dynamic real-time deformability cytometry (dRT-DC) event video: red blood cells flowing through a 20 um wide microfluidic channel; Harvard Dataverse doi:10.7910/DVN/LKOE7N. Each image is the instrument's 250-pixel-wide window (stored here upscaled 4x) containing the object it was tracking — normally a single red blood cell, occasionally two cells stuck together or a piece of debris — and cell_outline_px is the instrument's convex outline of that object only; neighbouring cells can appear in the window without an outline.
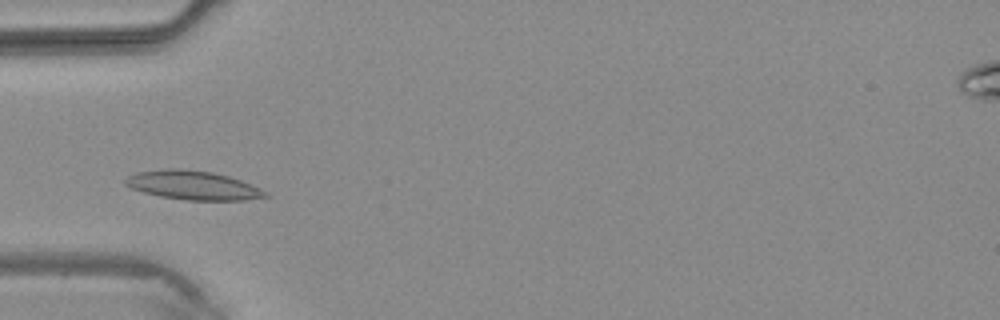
{"species": "common noctule bat (a hibernating species)", "species_latin": "Nyctalus noctula", "temperature_condition": "warm", "stored_images_in_passage": 2, "camera_frame_rate_fps": 3000, "um_per_image_px": 0.085, "animal": {"sex": "male", "body_mass_g": 20.4}, "frame": {"image": 1, "passage_image": 1, "time_ms": 0.0, "image_size_px": [1000, 320], "cell_outline_px": [[272, 196], [244, 200], [188, 200], [160, 196], [144, 192], [132, 188], [124, 184], [124, 180], [128, 176], [136, 172], [164, 168], [180, 168], [212, 172], [228, 176], [240, 180], [260, 188], [268, 192]], "centroid_in_image_um": [16.41, 15.74], "position_along_channel_um": 68.6, "area_um2": 23.64}}
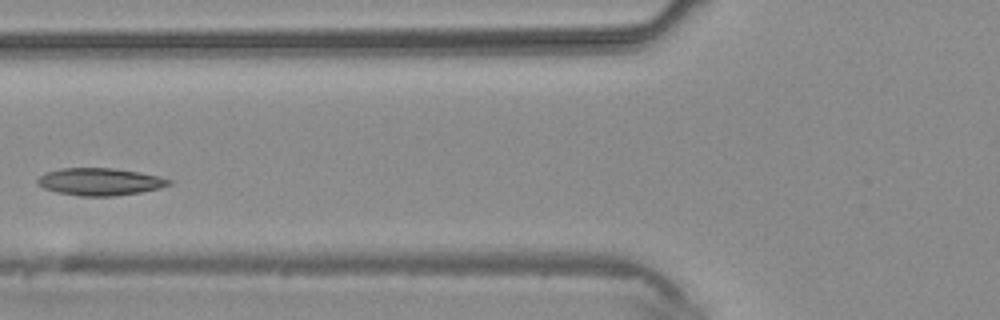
{"frame": {"image": 2, "passage_image": 2, "time_ms": 1.0, "image_size_px": [1000, 320], "cell_outline_px": [[172, 184], [160, 188], [140, 192], [112, 196], [80, 196], [56, 192], [44, 188], [36, 184], [36, 180], [44, 172], [60, 168], [112, 168], [160, 176], [172, 180]], "centroid_in_image_um": [8.46, 15.44], "position_along_channel_um": 117.3, "area_um2": 20.98}}